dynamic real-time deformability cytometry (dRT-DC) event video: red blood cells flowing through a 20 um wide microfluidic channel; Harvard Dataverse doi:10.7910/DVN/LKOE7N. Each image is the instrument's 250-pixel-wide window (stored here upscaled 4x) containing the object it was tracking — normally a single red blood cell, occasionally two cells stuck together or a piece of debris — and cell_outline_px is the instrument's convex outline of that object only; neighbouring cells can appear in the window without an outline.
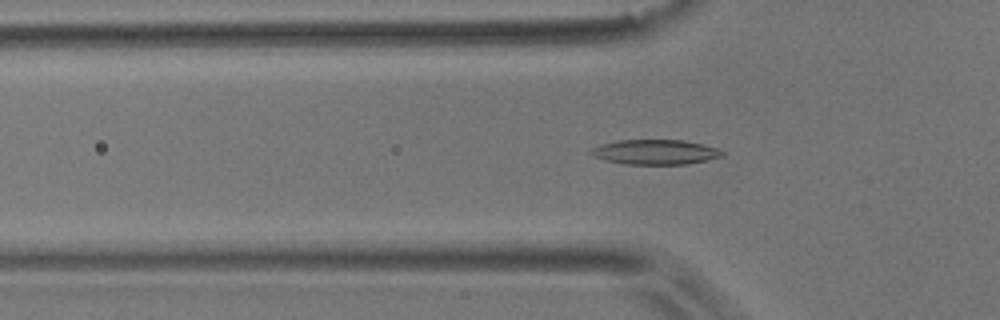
{"species": "common noctule bat (a hibernating species)", "species_latin": "Nyctalus noctula", "temperature_condition": "room temperature", "stored_images_in_passage": 53, "camera_frame_rate_fps": 3000, "um_per_image_px": 0.085, "animal": {"sex": "male", "body_mass_g": 17.9}, "frame": {"image": 1, "passage_image": 17, "time_ms": 5.333, "image_size_px": [1000, 320], "cell_outline_px": [[724, 156], [708, 160], [688, 164], [624, 164], [604, 160], [592, 156], [588, 152], [592, 148], [600, 144], [620, 140], [680, 140], [700, 144], [716, 148], [724, 152]], "centroid_in_image_um": [55.66, 12.93], "position_along_channel_um": 70.1, "area_um2": 19.02}}
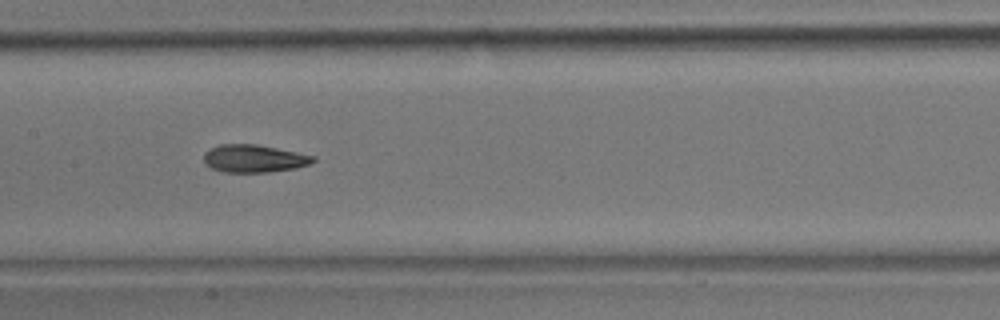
{"frame": {"image": 2, "passage_image": 26, "time_ms": 8.333, "image_size_px": [1000, 320], "cell_outline_px": [[316, 160], [312, 164], [296, 168], [268, 172], [224, 172], [212, 168], [204, 164], [204, 152], [220, 144], [256, 144], [316, 156]], "centroid_in_image_um": [21.61, 13.48], "position_along_channel_um": 185.8, "area_um2": 17.69}}
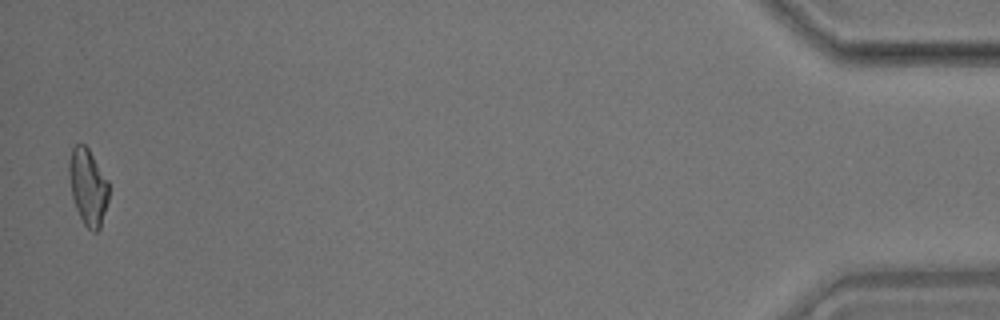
{"frame": {"image": 3, "passage_image": 52, "time_ms": 17.0, "image_size_px": [1000, 320], "cell_outline_px": [[108, 200], [100, 228], [96, 232], [92, 232], [84, 224], [76, 208], [72, 196], [68, 172], [68, 164], [72, 148], [76, 144], [84, 144], [88, 148], [108, 180]], "centroid_in_image_um": [7.47, 15.88], "position_along_channel_um": 427.7, "area_um2": 17.57}, "authors_computed_cell_mechanics": {"area_um2": 17.918, "velocity_mm_per_s": 3.8283, "shape_relaxation_time_tau1_ms": 6.3715, "shape_relaxation_time_tau2_ms": 3.0274, "deformation_change_tau1": 0.1772, "deformation_change_tau2": 0.1022}}